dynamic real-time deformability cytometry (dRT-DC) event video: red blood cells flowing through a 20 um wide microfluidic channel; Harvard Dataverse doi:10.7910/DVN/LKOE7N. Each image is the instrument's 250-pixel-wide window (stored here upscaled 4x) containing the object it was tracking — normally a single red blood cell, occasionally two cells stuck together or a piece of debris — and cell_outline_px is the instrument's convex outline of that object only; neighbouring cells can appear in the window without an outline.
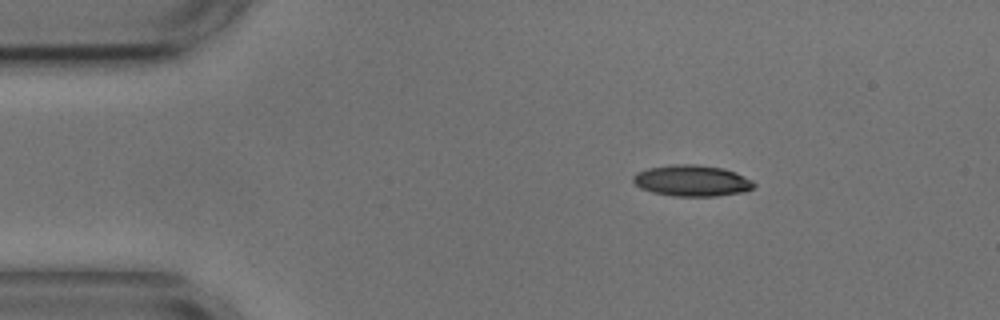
{"species": "common noctule bat (a hibernating species)", "species_latin": "Nyctalus noctula", "temperature_condition": "cold", "stored_images_in_passage": 47, "camera_frame_rate_fps": 3000, "um_per_image_px": 0.085, "animal": {"sex": "male", "body_mass_g": 17.9, "forearm_length_mm": 54.2}, "frame": {"image": 1, "passage_image": 1, "time_ms": 0.0, "image_size_px": [1000, 320], "cell_outline_px": [[756, 184], [752, 188], [744, 192], [716, 196], [672, 196], [652, 192], [640, 188], [632, 180], [632, 176], [636, 172], [648, 168], [672, 164], [696, 164], [724, 168], [736, 172], [752, 180]], "centroid_in_image_um": [58.81, 15.35], "position_along_channel_um": 26.2, "area_um2": 22.14}}
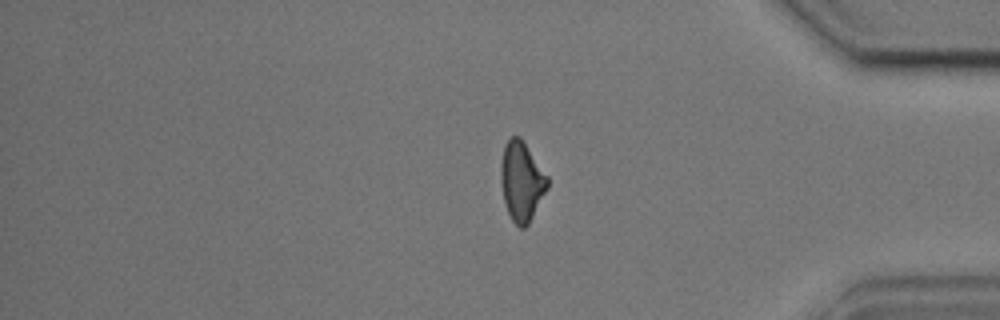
{"frame": {"image": 2, "passage_image": 38, "time_ms": 12.333, "image_size_px": [1000, 320], "cell_outline_px": [[548, 188], [528, 224], [524, 228], [520, 228], [512, 220], [504, 204], [500, 180], [500, 168], [504, 144], [512, 136], [520, 136], [548, 176]], "centroid_in_image_um": [44.32, 15.4], "position_along_channel_um": 390.9, "area_um2": 21.62}}
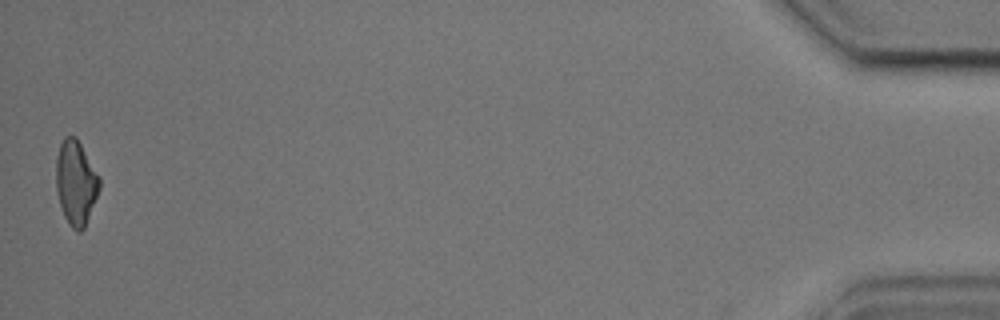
{"frame": {"image": 3, "passage_image": 47, "time_ms": 15.333, "image_size_px": [1000, 320], "cell_outline_px": [[100, 188], [84, 228], [80, 232], [76, 232], [68, 224], [64, 216], [60, 204], [56, 188], [56, 156], [60, 144], [64, 136], [76, 136], [100, 176]], "centroid_in_image_um": [6.45, 15.51], "position_along_channel_um": 428.8, "area_um2": 21.44}, "authors_computed_cell_mechanics": {"area_um2": 22.0218, "velocity_mm_per_s": 3.6085, "shape_relaxation_time_tau1_ms": 7.6942, "shape_relaxation_time_tau2_ms": 3.7674, "deformation_change_tau1": 0.1848, "deformation_change_tau2": 0.1213}}